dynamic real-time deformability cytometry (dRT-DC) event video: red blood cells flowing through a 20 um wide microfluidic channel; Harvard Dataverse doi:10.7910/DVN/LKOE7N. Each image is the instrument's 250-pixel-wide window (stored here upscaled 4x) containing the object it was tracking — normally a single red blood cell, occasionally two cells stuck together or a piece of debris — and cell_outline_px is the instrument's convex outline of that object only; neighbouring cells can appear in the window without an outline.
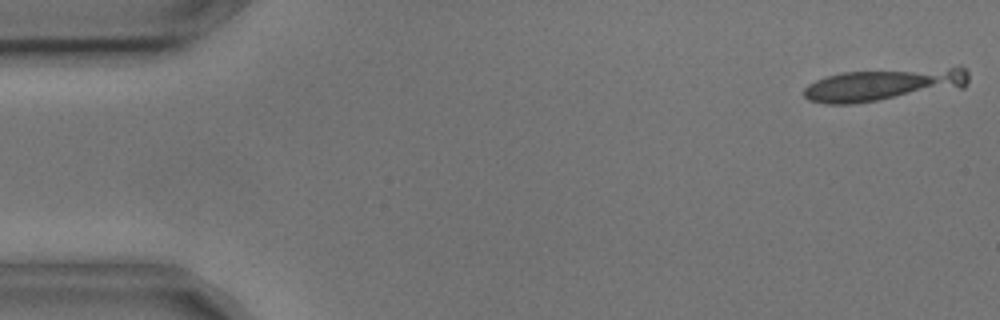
{"species": "common noctule bat (a hibernating species)", "species_latin": "Nyctalus noctula", "temperature_condition": "cold", "stored_images_in_passage": 18, "camera_frame_rate_fps": 3000, "um_per_image_px": 0.085, "animal": {"sex": "male", "body_mass_g": 17.9, "forearm_length_mm": 54.2}, "frame": {"image": 1, "passage_image": 1, "time_ms": 0.0, "image_size_px": [1000, 320], "cell_outline_px": [[968, 84], [964, 88], [852, 104], [828, 104], [808, 100], [804, 96], [804, 88], [808, 84], [816, 80], [828, 76], [844, 72], [960, 64], [968, 72]], "centroid_in_image_um": [75.28, 7.15], "position_along_channel_um": 9.7, "area_um2": 32.31}}